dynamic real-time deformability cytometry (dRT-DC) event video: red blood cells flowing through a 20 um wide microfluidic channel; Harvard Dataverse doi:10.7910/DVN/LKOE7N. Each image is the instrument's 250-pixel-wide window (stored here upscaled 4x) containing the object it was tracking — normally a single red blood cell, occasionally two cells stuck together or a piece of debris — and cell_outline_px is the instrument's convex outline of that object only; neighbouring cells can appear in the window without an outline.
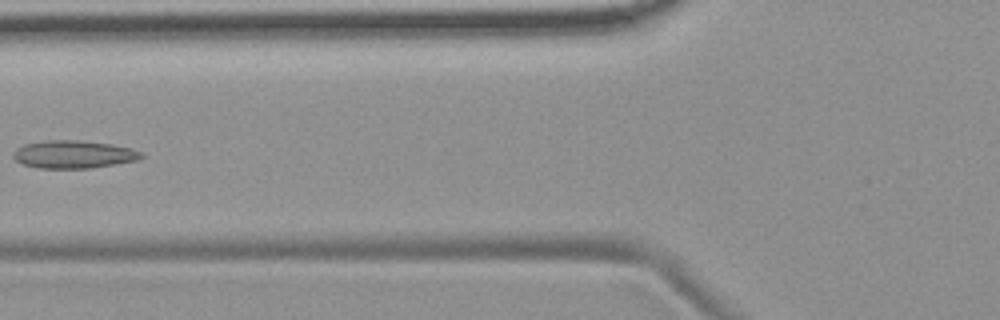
{"species": "common noctule bat (a hibernating species)", "species_latin": "Nyctalus noctula", "temperature_condition": "room temperature", "stored_images_in_passage": 7, "camera_frame_rate_fps": 3000, "um_per_image_px": 0.085, "animal": {"sex": "female", "body_mass_g": 19.9}, "frame": {"image": 1, "passage_image": 6, "time_ms": 6.0, "image_size_px": [1000, 320], "cell_outline_px": [[144, 156], [136, 160], [92, 168], [40, 168], [20, 164], [12, 156], [12, 152], [16, 148], [24, 144], [44, 140], [80, 140], [112, 144], [132, 148], [144, 152]], "centroid_in_image_um": [6.24, 13.11], "position_along_channel_um": 119.6, "area_um2": 20.98}}
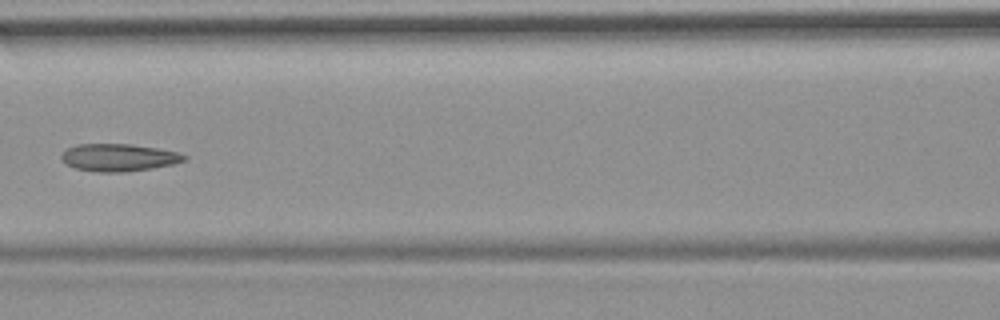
{"frame": {"image": 2, "passage_image": 7, "time_ms": 7.0, "image_size_px": [1000, 320], "cell_outline_px": [[188, 156], [184, 160], [172, 164], [152, 168], [124, 172], [100, 172], [76, 168], [64, 164], [60, 160], [60, 156], [68, 148], [76, 144], [132, 144], [160, 148], [180, 152]], "centroid_in_image_um": [10.09, 13.38], "position_along_channel_um": 156.5, "area_um2": 19.77}}